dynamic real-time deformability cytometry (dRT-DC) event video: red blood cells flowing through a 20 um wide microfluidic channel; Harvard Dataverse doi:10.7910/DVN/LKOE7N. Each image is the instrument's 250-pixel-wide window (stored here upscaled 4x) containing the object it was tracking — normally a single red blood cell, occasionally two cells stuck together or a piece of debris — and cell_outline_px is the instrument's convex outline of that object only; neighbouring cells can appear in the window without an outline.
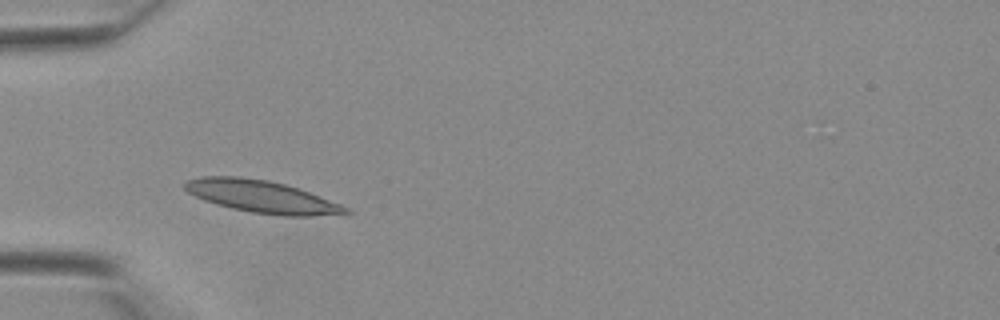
{"species": "Egyptian fruit bat (a non-hibernating species)", "species_latin": "Rousettus aegyptiacus", "temperature_condition": "warm", "stored_images_in_passage": 34, "camera_frame_rate_fps": 3000, "um_per_image_px": 0.085, "animal": {"sex": "female"}, "frame": {"image": 1, "passage_image": 6, "time_ms": 1.667, "image_size_px": [1000, 320], "cell_outline_px": [[352, 212], [312, 216], [284, 216], [252, 212], [232, 208], [216, 204], [204, 200], [188, 192], [184, 188], [184, 184], [188, 180], [200, 176], [240, 176], [268, 180], [284, 184], [308, 192], [340, 204], [348, 208]], "centroid_in_image_um": [22.2, 16.7], "position_along_channel_um": 62.8, "area_um2": 29.88}}
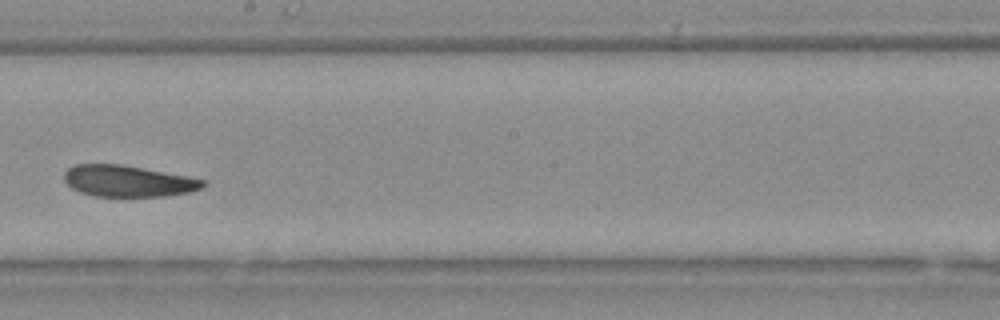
{"frame": {"image": 2, "passage_image": 17, "time_ms": 5.333, "image_size_px": [1000, 320], "cell_outline_px": [[204, 184], [200, 188], [188, 192], [164, 196], [96, 196], [80, 192], [72, 188], [64, 180], [64, 172], [72, 164], [120, 164], [184, 176], [204, 180]], "centroid_in_image_um": [10.79, 15.38], "position_along_channel_um": 237.4, "area_um2": 24.91}}
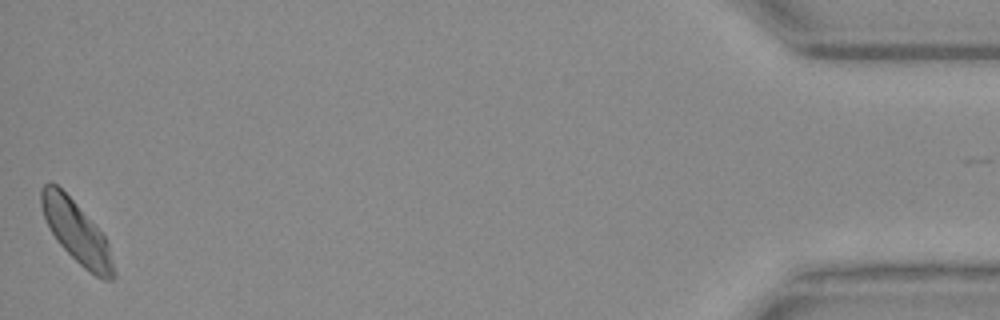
{"frame": {"image": 3, "passage_image": 34, "time_ms": 11.0, "image_size_px": [1000, 320], "cell_outline_px": [[116, 276], [112, 280], [104, 280], [96, 276], [84, 268], [56, 240], [44, 216], [40, 204], [40, 192], [44, 184], [56, 184], [76, 204], [104, 236], [108, 244], [116, 272]], "centroid_in_image_um": [6.52, 19.76], "position_along_channel_um": 428.7, "area_um2": 25.32}}